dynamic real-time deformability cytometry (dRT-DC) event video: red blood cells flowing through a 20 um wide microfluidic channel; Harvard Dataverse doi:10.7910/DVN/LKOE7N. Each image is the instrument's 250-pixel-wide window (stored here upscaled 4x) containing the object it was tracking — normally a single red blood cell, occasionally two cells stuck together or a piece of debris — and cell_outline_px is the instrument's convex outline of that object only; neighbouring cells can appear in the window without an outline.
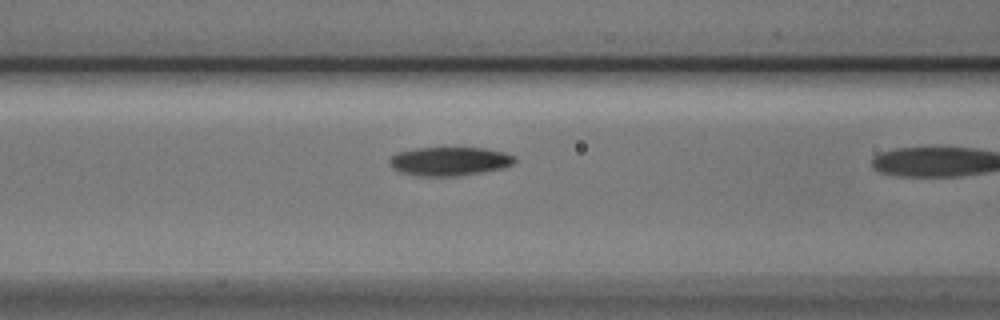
{"species": "Egyptian fruit bat (a non-hibernating species)", "species_latin": "Rousettus aegyptiacus", "temperature_condition": "cold", "stored_images_in_passage": 4, "camera_frame_rate_fps": 3000, "um_per_image_px": 0.085, "animal": {"sex": "male"}, "frame": {"image": 1, "passage_image": 3, "time_ms": 0.667, "image_size_px": [1000, 320], "cell_outline_px": [[516, 160], [512, 164], [500, 168], [456, 176], [420, 176], [404, 172], [392, 168], [388, 164], [388, 160], [396, 152], [416, 148], [484, 148], [504, 152], [516, 156]], "centroid_in_image_um": [38.18, 13.69], "position_along_channel_um": 128.4, "area_um2": 20.75}}